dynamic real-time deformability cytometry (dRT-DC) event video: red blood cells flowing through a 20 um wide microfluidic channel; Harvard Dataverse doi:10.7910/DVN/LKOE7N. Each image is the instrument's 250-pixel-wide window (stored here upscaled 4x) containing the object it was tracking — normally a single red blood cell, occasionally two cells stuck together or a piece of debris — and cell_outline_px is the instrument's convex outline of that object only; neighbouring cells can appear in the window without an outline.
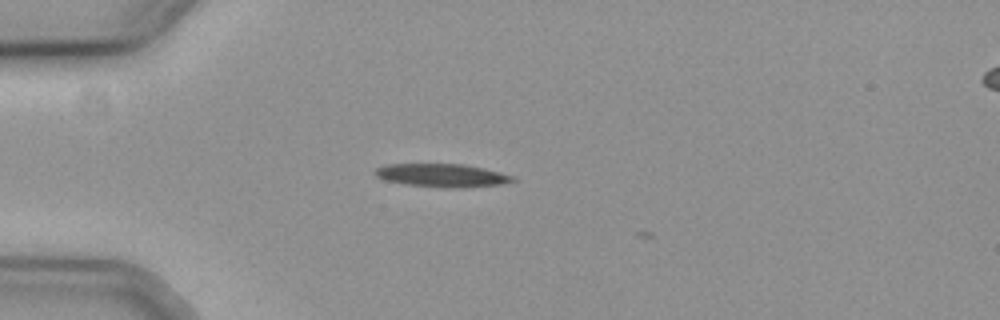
{"species": "common noctule bat (a hibernating species)", "species_latin": "Nyctalus noctula", "temperature_condition": "cold", "stored_images_in_passage": 9, "camera_frame_rate_fps": 3000, "um_per_image_px": 0.085, "animal": {"sex": "female", "body_mass_g": 19.3, "forearm_length_mm": 54.1}, "frame": {"image": 1, "passage_image": 8, "time_ms": 2.333, "image_size_px": [1000, 320], "cell_outline_px": [[516, 180], [504, 184], [464, 188], [448, 188], [408, 184], [384, 180], [376, 176], [372, 172], [376, 168], [388, 164], [464, 164], [484, 168], [516, 176]], "centroid_in_image_um": [37.62, 14.91], "position_along_channel_um": 47.4, "area_um2": 18.79}}